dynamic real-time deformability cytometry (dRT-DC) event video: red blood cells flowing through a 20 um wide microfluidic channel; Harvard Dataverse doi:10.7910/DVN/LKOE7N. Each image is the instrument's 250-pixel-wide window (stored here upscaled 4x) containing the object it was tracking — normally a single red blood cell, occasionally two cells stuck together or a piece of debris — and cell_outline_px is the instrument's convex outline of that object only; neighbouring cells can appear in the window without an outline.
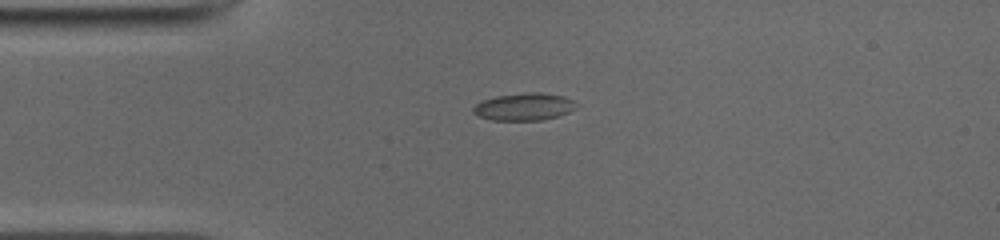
{"species": "common noctule bat (a hibernating species)", "species_latin": "Nyctalus noctula", "temperature_condition": "cold", "stored_images_in_passage": 39, "camera_frame_rate_fps": 3000, "um_per_image_px": 0.085, "animal": {"sex": "male", "body_mass_g": 19.0, "forearm_length_mm": 50.8}, "frame": {"image": 1, "passage_image": 1, "time_ms": 0.0, "image_size_px": [1000, 240], "cell_outline_px": [[580, 104], [576, 108], [568, 112], [556, 116], [540, 120], [492, 120], [480, 116], [472, 112], [472, 108], [476, 104], [484, 100], [496, 96], [532, 92], [540, 92], [564, 96]], "centroid_in_image_um": [44.58, 9.07], "position_along_channel_um": 40.4, "area_um2": 16.3}}
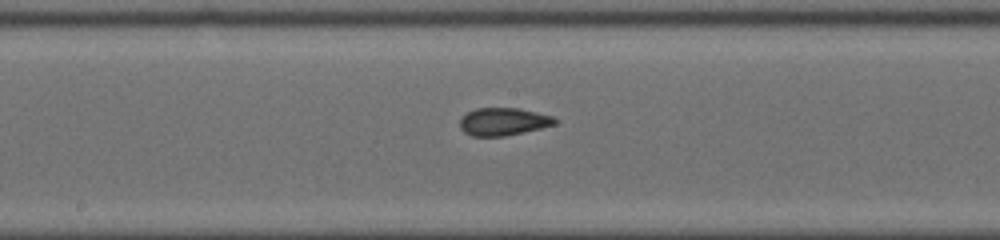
{"frame": {"image": 2, "passage_image": 15, "time_ms": 4.667, "image_size_px": [1000, 240], "cell_outline_px": [[560, 120], [556, 124], [540, 128], [504, 136], [472, 136], [464, 132], [460, 128], [460, 116], [476, 108], [520, 108], [552, 116]], "centroid_in_image_um": [42.77, 10.33], "position_along_channel_um": 205.4, "area_um2": 15.37}}
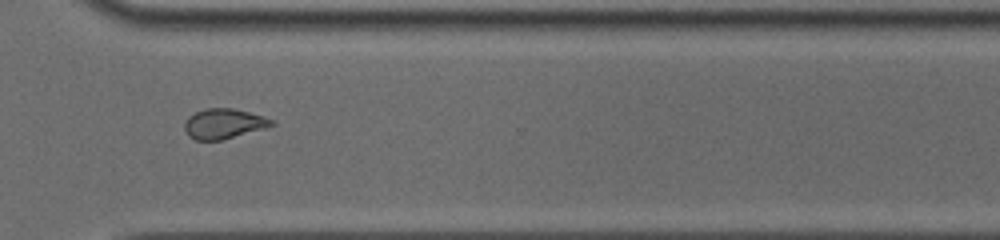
{"frame": {"image": 3, "passage_image": 26, "time_ms": 8.333, "image_size_px": [1000, 240], "cell_outline_px": [[276, 124], [264, 128], [220, 140], [196, 140], [188, 136], [184, 128], [184, 124], [188, 116], [196, 112], [208, 108], [232, 108], [264, 116], [276, 120]], "centroid_in_image_um": [19.02, 10.51], "position_along_channel_um": 351.6, "area_um2": 15.14}, "authors_computed_cell_mechanics": {"area_um2": 15.606, "velocity_mm_per_s": 3.973, "shape_relaxation_time_tau1_ms": 9.6878, "shape_relaxation_time_tau2_ms": 1.3757, "deformation_change_tau1": 0.1881, "deformation_change_tau2": 0.0762}}